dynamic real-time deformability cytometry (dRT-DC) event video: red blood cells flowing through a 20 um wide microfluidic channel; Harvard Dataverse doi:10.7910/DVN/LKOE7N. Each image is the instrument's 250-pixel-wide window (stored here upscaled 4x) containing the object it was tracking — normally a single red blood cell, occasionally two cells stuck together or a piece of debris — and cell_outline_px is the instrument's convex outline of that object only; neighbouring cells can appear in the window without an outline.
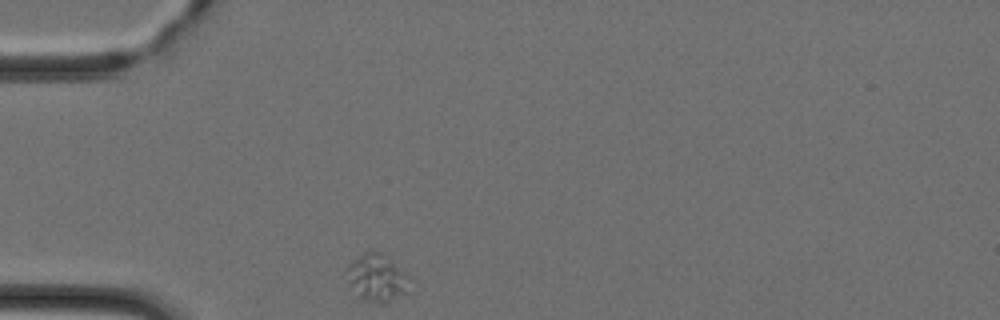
{"species": "Egyptian fruit bat (a non-hibernating species)", "species_latin": "Rousettus aegyptiacus", "temperature_condition": "cold", "stored_images_in_passage": 37, "camera_frame_rate_fps": 3000, "um_per_image_px": 0.085, "animal": {"sex": "female"}, "frame": {"image": 1, "passage_image": 1, "time_ms": 0.0, "image_size_px": [1000, 320], "cell_outline_px": [[408, 276], [404, 292], [384, 304], [380, 304], [360, 300], [356, 296], [348, 284], [348, 264], [356, 256], [372, 248], [384, 252], [392, 256]], "centroid_in_image_um": [31.98, 23.55], "position_along_channel_um": 53.0, "area_um2": 17.8}}
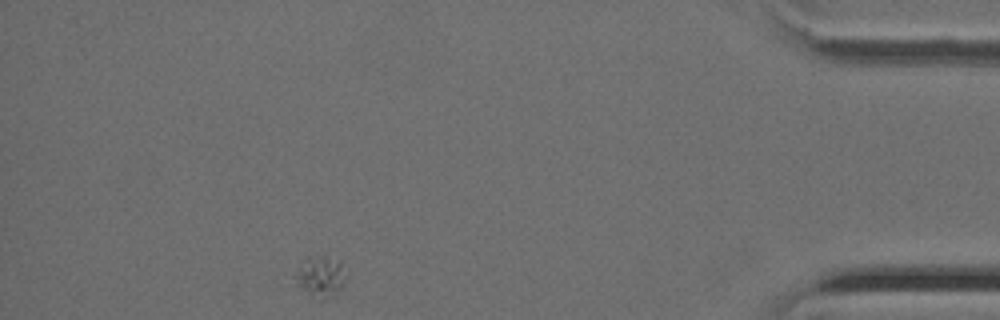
{"frame": {"image": 2, "passage_image": 32, "time_ms": 10.333, "image_size_px": [1000, 320], "cell_outline_px": [[348, 280], [332, 296], [320, 300], [308, 296], [300, 288], [292, 276], [300, 260], [308, 256], [324, 256], [340, 260], [348, 276]], "centroid_in_image_um": [27.21, 23.49], "position_along_channel_um": 408.0, "area_um2": 12.83}}